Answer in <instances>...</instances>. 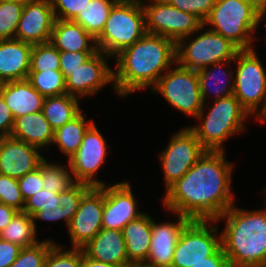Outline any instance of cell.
I'll return each instance as SVG.
<instances>
[{
  "label": "cell",
  "mask_w": 266,
  "mask_h": 267,
  "mask_svg": "<svg viewBox=\"0 0 266 267\" xmlns=\"http://www.w3.org/2000/svg\"><path fill=\"white\" fill-rule=\"evenodd\" d=\"M21 195L26 201L29 197L43 189L42 163L40 166L23 177L17 179Z\"/></svg>",
  "instance_id": "obj_43"
},
{
  "label": "cell",
  "mask_w": 266,
  "mask_h": 267,
  "mask_svg": "<svg viewBox=\"0 0 266 267\" xmlns=\"http://www.w3.org/2000/svg\"><path fill=\"white\" fill-rule=\"evenodd\" d=\"M27 80L44 97L67 94L66 81L60 70L29 71Z\"/></svg>",
  "instance_id": "obj_31"
},
{
  "label": "cell",
  "mask_w": 266,
  "mask_h": 267,
  "mask_svg": "<svg viewBox=\"0 0 266 267\" xmlns=\"http://www.w3.org/2000/svg\"><path fill=\"white\" fill-rule=\"evenodd\" d=\"M176 223H157L151 217L150 252L144 263L155 267H171L174 249L184 228L192 221L187 216L174 213Z\"/></svg>",
  "instance_id": "obj_19"
},
{
  "label": "cell",
  "mask_w": 266,
  "mask_h": 267,
  "mask_svg": "<svg viewBox=\"0 0 266 267\" xmlns=\"http://www.w3.org/2000/svg\"><path fill=\"white\" fill-rule=\"evenodd\" d=\"M232 62L233 60H227L215 63L198 72L199 88L204 104H206L207 97L212 96L215 100L234 93V72L232 69L225 68V66L231 68Z\"/></svg>",
  "instance_id": "obj_25"
},
{
  "label": "cell",
  "mask_w": 266,
  "mask_h": 267,
  "mask_svg": "<svg viewBox=\"0 0 266 267\" xmlns=\"http://www.w3.org/2000/svg\"><path fill=\"white\" fill-rule=\"evenodd\" d=\"M107 150V141L94 122L85 132L80 148L67 160L75 182L85 183L91 187L106 185L94 177L105 163Z\"/></svg>",
  "instance_id": "obj_13"
},
{
  "label": "cell",
  "mask_w": 266,
  "mask_h": 267,
  "mask_svg": "<svg viewBox=\"0 0 266 267\" xmlns=\"http://www.w3.org/2000/svg\"><path fill=\"white\" fill-rule=\"evenodd\" d=\"M114 91L120 97L152 88L176 63V43L161 35L146 33L114 58ZM165 71V72H164Z\"/></svg>",
  "instance_id": "obj_2"
},
{
  "label": "cell",
  "mask_w": 266,
  "mask_h": 267,
  "mask_svg": "<svg viewBox=\"0 0 266 267\" xmlns=\"http://www.w3.org/2000/svg\"><path fill=\"white\" fill-rule=\"evenodd\" d=\"M91 0H50L56 19L74 20Z\"/></svg>",
  "instance_id": "obj_40"
},
{
  "label": "cell",
  "mask_w": 266,
  "mask_h": 267,
  "mask_svg": "<svg viewBox=\"0 0 266 267\" xmlns=\"http://www.w3.org/2000/svg\"><path fill=\"white\" fill-rule=\"evenodd\" d=\"M262 193H265V197H266V188L262 191ZM263 206H266V198H265V201H264V205Z\"/></svg>",
  "instance_id": "obj_56"
},
{
  "label": "cell",
  "mask_w": 266,
  "mask_h": 267,
  "mask_svg": "<svg viewBox=\"0 0 266 267\" xmlns=\"http://www.w3.org/2000/svg\"><path fill=\"white\" fill-rule=\"evenodd\" d=\"M141 1L145 11L146 33L161 35L177 43L184 37L201 32L203 21L195 14L177 9L167 0Z\"/></svg>",
  "instance_id": "obj_10"
},
{
  "label": "cell",
  "mask_w": 266,
  "mask_h": 267,
  "mask_svg": "<svg viewBox=\"0 0 266 267\" xmlns=\"http://www.w3.org/2000/svg\"><path fill=\"white\" fill-rule=\"evenodd\" d=\"M128 181L104 185L102 228L120 230L145 212L138 210V201Z\"/></svg>",
  "instance_id": "obj_16"
},
{
  "label": "cell",
  "mask_w": 266,
  "mask_h": 267,
  "mask_svg": "<svg viewBox=\"0 0 266 267\" xmlns=\"http://www.w3.org/2000/svg\"><path fill=\"white\" fill-rule=\"evenodd\" d=\"M83 253L93 260L127 267L131 262L127 256L126 244L120 230H102L84 247Z\"/></svg>",
  "instance_id": "obj_20"
},
{
  "label": "cell",
  "mask_w": 266,
  "mask_h": 267,
  "mask_svg": "<svg viewBox=\"0 0 266 267\" xmlns=\"http://www.w3.org/2000/svg\"><path fill=\"white\" fill-rule=\"evenodd\" d=\"M60 70L59 50L51 42L32 46L30 71Z\"/></svg>",
  "instance_id": "obj_33"
},
{
  "label": "cell",
  "mask_w": 266,
  "mask_h": 267,
  "mask_svg": "<svg viewBox=\"0 0 266 267\" xmlns=\"http://www.w3.org/2000/svg\"><path fill=\"white\" fill-rule=\"evenodd\" d=\"M1 96L14 118L42 111L45 99L27 79L4 82Z\"/></svg>",
  "instance_id": "obj_23"
},
{
  "label": "cell",
  "mask_w": 266,
  "mask_h": 267,
  "mask_svg": "<svg viewBox=\"0 0 266 267\" xmlns=\"http://www.w3.org/2000/svg\"><path fill=\"white\" fill-rule=\"evenodd\" d=\"M79 101V98L69 94L45 97L42 113L54 131L71 121L82 111Z\"/></svg>",
  "instance_id": "obj_28"
},
{
  "label": "cell",
  "mask_w": 266,
  "mask_h": 267,
  "mask_svg": "<svg viewBox=\"0 0 266 267\" xmlns=\"http://www.w3.org/2000/svg\"><path fill=\"white\" fill-rule=\"evenodd\" d=\"M82 259L81 248L64 249L56 243L46 255L43 267H80Z\"/></svg>",
  "instance_id": "obj_36"
},
{
  "label": "cell",
  "mask_w": 266,
  "mask_h": 267,
  "mask_svg": "<svg viewBox=\"0 0 266 267\" xmlns=\"http://www.w3.org/2000/svg\"><path fill=\"white\" fill-rule=\"evenodd\" d=\"M119 0H91L73 20L95 39L101 34L112 7Z\"/></svg>",
  "instance_id": "obj_29"
},
{
  "label": "cell",
  "mask_w": 266,
  "mask_h": 267,
  "mask_svg": "<svg viewBox=\"0 0 266 267\" xmlns=\"http://www.w3.org/2000/svg\"><path fill=\"white\" fill-rule=\"evenodd\" d=\"M24 2L0 3V40L15 39Z\"/></svg>",
  "instance_id": "obj_34"
},
{
  "label": "cell",
  "mask_w": 266,
  "mask_h": 267,
  "mask_svg": "<svg viewBox=\"0 0 266 267\" xmlns=\"http://www.w3.org/2000/svg\"><path fill=\"white\" fill-rule=\"evenodd\" d=\"M69 168V169H68ZM43 189L60 194L67 191L76 182L73 178L70 166L60 163H50L45 159L42 162Z\"/></svg>",
  "instance_id": "obj_32"
},
{
  "label": "cell",
  "mask_w": 266,
  "mask_h": 267,
  "mask_svg": "<svg viewBox=\"0 0 266 267\" xmlns=\"http://www.w3.org/2000/svg\"><path fill=\"white\" fill-rule=\"evenodd\" d=\"M258 5V0H250Z\"/></svg>",
  "instance_id": "obj_58"
},
{
  "label": "cell",
  "mask_w": 266,
  "mask_h": 267,
  "mask_svg": "<svg viewBox=\"0 0 266 267\" xmlns=\"http://www.w3.org/2000/svg\"><path fill=\"white\" fill-rule=\"evenodd\" d=\"M0 203L19 212L23 211L25 201L21 195L17 179L0 174Z\"/></svg>",
  "instance_id": "obj_38"
},
{
  "label": "cell",
  "mask_w": 266,
  "mask_h": 267,
  "mask_svg": "<svg viewBox=\"0 0 266 267\" xmlns=\"http://www.w3.org/2000/svg\"><path fill=\"white\" fill-rule=\"evenodd\" d=\"M266 6V0H258V7Z\"/></svg>",
  "instance_id": "obj_54"
},
{
  "label": "cell",
  "mask_w": 266,
  "mask_h": 267,
  "mask_svg": "<svg viewBox=\"0 0 266 267\" xmlns=\"http://www.w3.org/2000/svg\"><path fill=\"white\" fill-rule=\"evenodd\" d=\"M146 34L145 11L141 0H119L111 9L101 34L98 51L112 58Z\"/></svg>",
  "instance_id": "obj_6"
},
{
  "label": "cell",
  "mask_w": 266,
  "mask_h": 267,
  "mask_svg": "<svg viewBox=\"0 0 266 267\" xmlns=\"http://www.w3.org/2000/svg\"><path fill=\"white\" fill-rule=\"evenodd\" d=\"M216 224V220H192L180 235L171 267H192L213 255L222 246Z\"/></svg>",
  "instance_id": "obj_11"
},
{
  "label": "cell",
  "mask_w": 266,
  "mask_h": 267,
  "mask_svg": "<svg viewBox=\"0 0 266 267\" xmlns=\"http://www.w3.org/2000/svg\"><path fill=\"white\" fill-rule=\"evenodd\" d=\"M173 7L186 13L195 14L202 21L214 7L216 0H167Z\"/></svg>",
  "instance_id": "obj_41"
},
{
  "label": "cell",
  "mask_w": 266,
  "mask_h": 267,
  "mask_svg": "<svg viewBox=\"0 0 266 267\" xmlns=\"http://www.w3.org/2000/svg\"><path fill=\"white\" fill-rule=\"evenodd\" d=\"M91 188L92 187L88 184L76 182L67 191L59 194V205L64 210L66 215V228H68L71 219L78 210L82 197Z\"/></svg>",
  "instance_id": "obj_37"
},
{
  "label": "cell",
  "mask_w": 266,
  "mask_h": 267,
  "mask_svg": "<svg viewBox=\"0 0 266 267\" xmlns=\"http://www.w3.org/2000/svg\"><path fill=\"white\" fill-rule=\"evenodd\" d=\"M58 205L59 194L42 189L25 201L22 212L31 216L36 211L55 210Z\"/></svg>",
  "instance_id": "obj_39"
},
{
  "label": "cell",
  "mask_w": 266,
  "mask_h": 267,
  "mask_svg": "<svg viewBox=\"0 0 266 267\" xmlns=\"http://www.w3.org/2000/svg\"><path fill=\"white\" fill-rule=\"evenodd\" d=\"M225 151L206 150L164 194L162 204L171 213L192 220H216L235 203L233 163Z\"/></svg>",
  "instance_id": "obj_1"
},
{
  "label": "cell",
  "mask_w": 266,
  "mask_h": 267,
  "mask_svg": "<svg viewBox=\"0 0 266 267\" xmlns=\"http://www.w3.org/2000/svg\"><path fill=\"white\" fill-rule=\"evenodd\" d=\"M82 110L75 118L54 131L52 147L57 146L68 160L80 148L85 132L94 123V120H86V114ZM85 115V116H84Z\"/></svg>",
  "instance_id": "obj_27"
},
{
  "label": "cell",
  "mask_w": 266,
  "mask_h": 267,
  "mask_svg": "<svg viewBox=\"0 0 266 267\" xmlns=\"http://www.w3.org/2000/svg\"><path fill=\"white\" fill-rule=\"evenodd\" d=\"M151 88L152 93H160L171 107L186 116L196 118L203 108L199 88L198 73L175 63Z\"/></svg>",
  "instance_id": "obj_9"
},
{
  "label": "cell",
  "mask_w": 266,
  "mask_h": 267,
  "mask_svg": "<svg viewBox=\"0 0 266 267\" xmlns=\"http://www.w3.org/2000/svg\"><path fill=\"white\" fill-rule=\"evenodd\" d=\"M80 267H120V266L93 260L90 257L86 256L82 250V259Z\"/></svg>",
  "instance_id": "obj_49"
},
{
  "label": "cell",
  "mask_w": 266,
  "mask_h": 267,
  "mask_svg": "<svg viewBox=\"0 0 266 267\" xmlns=\"http://www.w3.org/2000/svg\"><path fill=\"white\" fill-rule=\"evenodd\" d=\"M3 84H4V82L0 81V97H1V91H2Z\"/></svg>",
  "instance_id": "obj_55"
},
{
  "label": "cell",
  "mask_w": 266,
  "mask_h": 267,
  "mask_svg": "<svg viewBox=\"0 0 266 267\" xmlns=\"http://www.w3.org/2000/svg\"><path fill=\"white\" fill-rule=\"evenodd\" d=\"M205 28L202 26L204 32L194 39L189 35L176 43V63L179 66L198 73L207 66L235 59L240 49L222 35Z\"/></svg>",
  "instance_id": "obj_7"
},
{
  "label": "cell",
  "mask_w": 266,
  "mask_h": 267,
  "mask_svg": "<svg viewBox=\"0 0 266 267\" xmlns=\"http://www.w3.org/2000/svg\"><path fill=\"white\" fill-rule=\"evenodd\" d=\"M256 121H261L260 123L263 124L266 122V106L264 112L256 119Z\"/></svg>",
  "instance_id": "obj_52"
},
{
  "label": "cell",
  "mask_w": 266,
  "mask_h": 267,
  "mask_svg": "<svg viewBox=\"0 0 266 267\" xmlns=\"http://www.w3.org/2000/svg\"><path fill=\"white\" fill-rule=\"evenodd\" d=\"M259 24H261V22L263 21V19L266 18V6L264 7H259ZM266 31V30H265ZM266 34V33H265ZM266 39V36H265ZM266 42V40H265ZM266 44V43H265Z\"/></svg>",
  "instance_id": "obj_50"
},
{
  "label": "cell",
  "mask_w": 266,
  "mask_h": 267,
  "mask_svg": "<svg viewBox=\"0 0 266 267\" xmlns=\"http://www.w3.org/2000/svg\"><path fill=\"white\" fill-rule=\"evenodd\" d=\"M55 20L50 0H27L24 2L15 39L31 45L50 42Z\"/></svg>",
  "instance_id": "obj_17"
},
{
  "label": "cell",
  "mask_w": 266,
  "mask_h": 267,
  "mask_svg": "<svg viewBox=\"0 0 266 267\" xmlns=\"http://www.w3.org/2000/svg\"><path fill=\"white\" fill-rule=\"evenodd\" d=\"M205 151L188 126L171 136L166 148L159 155L165 192L196 163Z\"/></svg>",
  "instance_id": "obj_12"
},
{
  "label": "cell",
  "mask_w": 266,
  "mask_h": 267,
  "mask_svg": "<svg viewBox=\"0 0 266 267\" xmlns=\"http://www.w3.org/2000/svg\"><path fill=\"white\" fill-rule=\"evenodd\" d=\"M42 150L12 136L0 137V174L19 179L46 159Z\"/></svg>",
  "instance_id": "obj_18"
},
{
  "label": "cell",
  "mask_w": 266,
  "mask_h": 267,
  "mask_svg": "<svg viewBox=\"0 0 266 267\" xmlns=\"http://www.w3.org/2000/svg\"><path fill=\"white\" fill-rule=\"evenodd\" d=\"M10 136L39 149L47 150L53 143L54 130L40 111L14 118Z\"/></svg>",
  "instance_id": "obj_24"
},
{
  "label": "cell",
  "mask_w": 266,
  "mask_h": 267,
  "mask_svg": "<svg viewBox=\"0 0 266 267\" xmlns=\"http://www.w3.org/2000/svg\"><path fill=\"white\" fill-rule=\"evenodd\" d=\"M32 46L17 39L0 40V81L27 79Z\"/></svg>",
  "instance_id": "obj_21"
},
{
  "label": "cell",
  "mask_w": 266,
  "mask_h": 267,
  "mask_svg": "<svg viewBox=\"0 0 266 267\" xmlns=\"http://www.w3.org/2000/svg\"><path fill=\"white\" fill-rule=\"evenodd\" d=\"M255 267H266V263L258 265V266H255Z\"/></svg>",
  "instance_id": "obj_57"
},
{
  "label": "cell",
  "mask_w": 266,
  "mask_h": 267,
  "mask_svg": "<svg viewBox=\"0 0 266 267\" xmlns=\"http://www.w3.org/2000/svg\"><path fill=\"white\" fill-rule=\"evenodd\" d=\"M14 123V116L3 97H0V137L10 136Z\"/></svg>",
  "instance_id": "obj_45"
},
{
  "label": "cell",
  "mask_w": 266,
  "mask_h": 267,
  "mask_svg": "<svg viewBox=\"0 0 266 267\" xmlns=\"http://www.w3.org/2000/svg\"><path fill=\"white\" fill-rule=\"evenodd\" d=\"M224 220L221 245L230 267H255L266 263V206L242 209L235 204L216 222Z\"/></svg>",
  "instance_id": "obj_3"
},
{
  "label": "cell",
  "mask_w": 266,
  "mask_h": 267,
  "mask_svg": "<svg viewBox=\"0 0 266 267\" xmlns=\"http://www.w3.org/2000/svg\"><path fill=\"white\" fill-rule=\"evenodd\" d=\"M259 7L250 0H216L203 26L230 40L240 50L254 49ZM255 38V39H254Z\"/></svg>",
  "instance_id": "obj_5"
},
{
  "label": "cell",
  "mask_w": 266,
  "mask_h": 267,
  "mask_svg": "<svg viewBox=\"0 0 266 267\" xmlns=\"http://www.w3.org/2000/svg\"><path fill=\"white\" fill-rule=\"evenodd\" d=\"M50 42L59 51H98L96 39L73 20L56 19Z\"/></svg>",
  "instance_id": "obj_22"
},
{
  "label": "cell",
  "mask_w": 266,
  "mask_h": 267,
  "mask_svg": "<svg viewBox=\"0 0 266 267\" xmlns=\"http://www.w3.org/2000/svg\"><path fill=\"white\" fill-rule=\"evenodd\" d=\"M19 211L0 203V232L12 221Z\"/></svg>",
  "instance_id": "obj_48"
},
{
  "label": "cell",
  "mask_w": 266,
  "mask_h": 267,
  "mask_svg": "<svg viewBox=\"0 0 266 267\" xmlns=\"http://www.w3.org/2000/svg\"><path fill=\"white\" fill-rule=\"evenodd\" d=\"M22 247L19 245L0 239V267H9L19 255Z\"/></svg>",
  "instance_id": "obj_44"
},
{
  "label": "cell",
  "mask_w": 266,
  "mask_h": 267,
  "mask_svg": "<svg viewBox=\"0 0 266 267\" xmlns=\"http://www.w3.org/2000/svg\"><path fill=\"white\" fill-rule=\"evenodd\" d=\"M27 0H0V3L2 2H26Z\"/></svg>",
  "instance_id": "obj_53"
},
{
  "label": "cell",
  "mask_w": 266,
  "mask_h": 267,
  "mask_svg": "<svg viewBox=\"0 0 266 267\" xmlns=\"http://www.w3.org/2000/svg\"><path fill=\"white\" fill-rule=\"evenodd\" d=\"M127 256L131 263L145 262L150 252L151 215L144 213L122 229Z\"/></svg>",
  "instance_id": "obj_26"
},
{
  "label": "cell",
  "mask_w": 266,
  "mask_h": 267,
  "mask_svg": "<svg viewBox=\"0 0 266 267\" xmlns=\"http://www.w3.org/2000/svg\"><path fill=\"white\" fill-rule=\"evenodd\" d=\"M96 52L59 51L60 71L66 81L72 72L84 64Z\"/></svg>",
  "instance_id": "obj_42"
},
{
  "label": "cell",
  "mask_w": 266,
  "mask_h": 267,
  "mask_svg": "<svg viewBox=\"0 0 266 267\" xmlns=\"http://www.w3.org/2000/svg\"><path fill=\"white\" fill-rule=\"evenodd\" d=\"M127 267H155V266H151L144 262H140V263H130Z\"/></svg>",
  "instance_id": "obj_51"
},
{
  "label": "cell",
  "mask_w": 266,
  "mask_h": 267,
  "mask_svg": "<svg viewBox=\"0 0 266 267\" xmlns=\"http://www.w3.org/2000/svg\"><path fill=\"white\" fill-rule=\"evenodd\" d=\"M255 50H240L233 60L236 63L233 95L256 120L266 106V70Z\"/></svg>",
  "instance_id": "obj_8"
},
{
  "label": "cell",
  "mask_w": 266,
  "mask_h": 267,
  "mask_svg": "<svg viewBox=\"0 0 266 267\" xmlns=\"http://www.w3.org/2000/svg\"><path fill=\"white\" fill-rule=\"evenodd\" d=\"M207 115L206 105L195 118L198 124L188 126L200 141L205 150L225 151L224 143L231 136L245 131V122L251 116L242 107L239 100L230 96L213 100Z\"/></svg>",
  "instance_id": "obj_4"
},
{
  "label": "cell",
  "mask_w": 266,
  "mask_h": 267,
  "mask_svg": "<svg viewBox=\"0 0 266 267\" xmlns=\"http://www.w3.org/2000/svg\"><path fill=\"white\" fill-rule=\"evenodd\" d=\"M104 186L92 187L81 199L67 228L71 248H82L102 230Z\"/></svg>",
  "instance_id": "obj_14"
},
{
  "label": "cell",
  "mask_w": 266,
  "mask_h": 267,
  "mask_svg": "<svg viewBox=\"0 0 266 267\" xmlns=\"http://www.w3.org/2000/svg\"><path fill=\"white\" fill-rule=\"evenodd\" d=\"M54 244L55 241L48 238L35 245L21 248L18 257L9 267H43L46 255Z\"/></svg>",
  "instance_id": "obj_35"
},
{
  "label": "cell",
  "mask_w": 266,
  "mask_h": 267,
  "mask_svg": "<svg viewBox=\"0 0 266 267\" xmlns=\"http://www.w3.org/2000/svg\"><path fill=\"white\" fill-rule=\"evenodd\" d=\"M111 58L102 51H97L84 64L76 68L66 80V93L77 97H91L104 89L109 83L113 86V69L107 63Z\"/></svg>",
  "instance_id": "obj_15"
},
{
  "label": "cell",
  "mask_w": 266,
  "mask_h": 267,
  "mask_svg": "<svg viewBox=\"0 0 266 267\" xmlns=\"http://www.w3.org/2000/svg\"><path fill=\"white\" fill-rule=\"evenodd\" d=\"M32 221L34 222L35 228L37 230V220L40 221H48V222H56L60 220H64V224L66 227V215L64 210L58 205L55 210L50 211H36L31 215Z\"/></svg>",
  "instance_id": "obj_46"
},
{
  "label": "cell",
  "mask_w": 266,
  "mask_h": 267,
  "mask_svg": "<svg viewBox=\"0 0 266 267\" xmlns=\"http://www.w3.org/2000/svg\"><path fill=\"white\" fill-rule=\"evenodd\" d=\"M192 267H230L227 256L225 255L222 246L205 260L199 261Z\"/></svg>",
  "instance_id": "obj_47"
},
{
  "label": "cell",
  "mask_w": 266,
  "mask_h": 267,
  "mask_svg": "<svg viewBox=\"0 0 266 267\" xmlns=\"http://www.w3.org/2000/svg\"><path fill=\"white\" fill-rule=\"evenodd\" d=\"M37 230L31 216L24 212H18L12 221L0 232V239L29 247L39 243Z\"/></svg>",
  "instance_id": "obj_30"
}]
</instances>
